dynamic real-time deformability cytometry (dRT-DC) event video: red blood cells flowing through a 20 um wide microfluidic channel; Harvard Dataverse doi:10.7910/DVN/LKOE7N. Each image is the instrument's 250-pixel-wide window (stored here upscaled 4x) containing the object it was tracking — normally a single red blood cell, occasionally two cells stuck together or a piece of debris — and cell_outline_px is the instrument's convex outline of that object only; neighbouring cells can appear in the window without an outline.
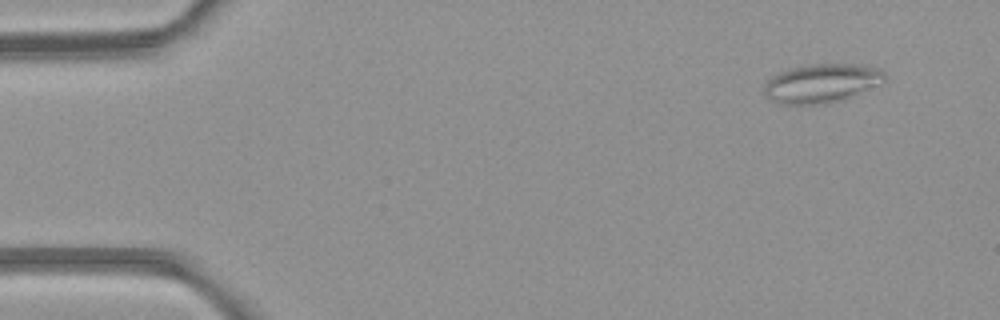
{"species": "common noctule bat (a hibernating species)", "species_latin": "Nyctalus noctula", "temperature_condition": "room temperature", "stored_images_in_passage": 5, "camera_frame_rate_fps": 3000, "um_per_image_px": 0.085, "animal": {"sex": "female", "body_mass_g": 21.9}, "frame": {"image": 1, "passage_image": 1, "time_ms": 0.0, "image_size_px": [1000, 320], "cell_outline_px": [[884, 80], [840, 100], [824, 104], [780, 104], [772, 100], [764, 92], [764, 84], [772, 76], [788, 68], [812, 64], [852, 64], [876, 68], [884, 72]], "centroid_in_image_um": [69.74, 7.07], "position_along_channel_um": 15.3, "area_um2": 26.53}}